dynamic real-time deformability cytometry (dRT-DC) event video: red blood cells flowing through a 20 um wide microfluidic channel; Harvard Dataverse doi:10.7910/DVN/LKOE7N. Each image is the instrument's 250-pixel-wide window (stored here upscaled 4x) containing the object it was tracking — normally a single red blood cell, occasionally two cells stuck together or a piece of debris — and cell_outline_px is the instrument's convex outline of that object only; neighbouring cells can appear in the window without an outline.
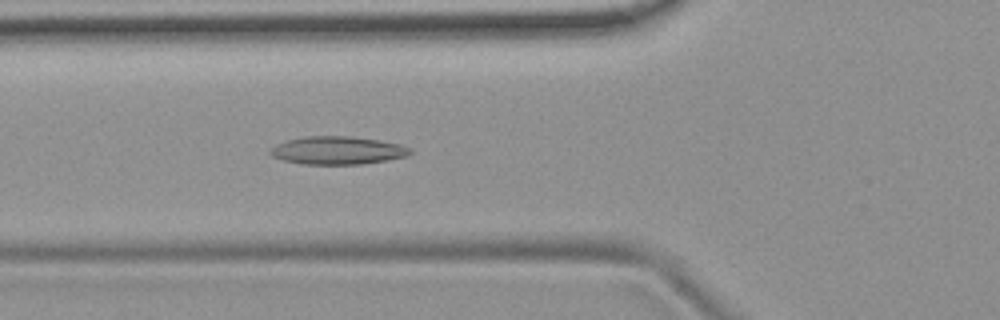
{"species": "common noctule bat (a hibernating species)", "species_latin": "Nyctalus noctula", "temperature_condition": "room temperature", "stored_images_in_passage": 52, "camera_frame_rate_fps": 3000, "um_per_image_px": 0.085, "animal": {"sex": "female", "body_mass_g": 19.9}, "frame": {"image": 1, "passage_image": 18, "time_ms": 5.667, "image_size_px": [1000, 320], "cell_outline_px": [[412, 152], [408, 156], [360, 164], [300, 164], [284, 160], [272, 156], [268, 152], [276, 144], [284, 140], [308, 136], [352, 136], [380, 140], [400, 144], [412, 148]], "centroid_in_image_um": [28.69, 12.77], "position_along_channel_um": 97.1, "area_um2": 22.89}}
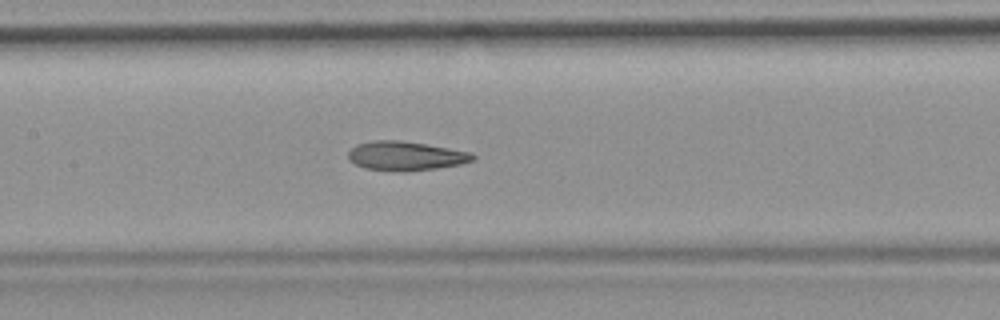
{"frame": {"image": 2, "passage_image": 24, "time_ms": 7.667, "image_size_px": [1000, 320], "cell_outline_px": [[476, 156], [472, 160], [460, 164], [436, 168], [404, 172], [396, 172], [364, 168], [348, 160], [348, 152], [356, 144], [372, 140], [400, 140], [472, 152]], "centroid_in_image_um": [34.44, 13.26], "position_along_channel_um": 173.0, "area_um2": 21.21}}
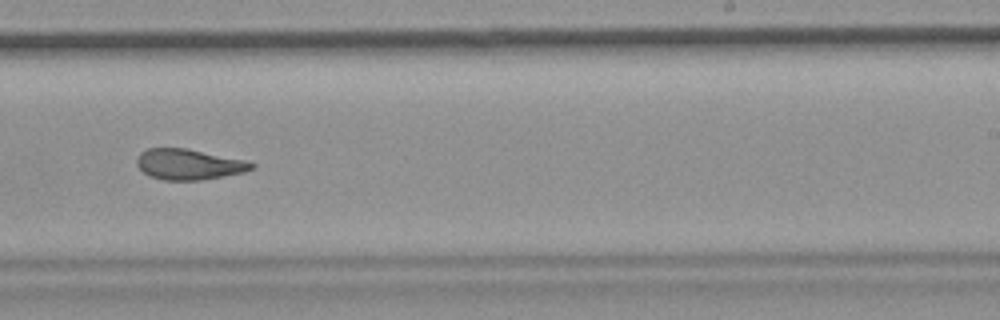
{"frame": {"image": 3, "passage_image": 32, "time_ms": 10.333, "image_size_px": [1000, 320], "cell_outline_px": [[256, 168], [244, 172], [224, 176], [200, 180], [164, 180], [148, 176], [136, 164], [136, 160], [140, 152], [148, 148], [188, 148], [248, 160], [256, 164]], "centroid_in_image_um": [16.09, 13.96], "position_along_channel_um": 272.9, "area_um2": 20.81}, "authors_computed_cell_mechanics": {"area_um2": 21.7039, "velocity_mm_per_s": 3.7781, "shape_relaxation_time_tau1_ms": null, "shape_relaxation_time_tau2_ms": 3.2274, "deformation_change_tau1": null, "deformation_change_tau2": 0.1223}}